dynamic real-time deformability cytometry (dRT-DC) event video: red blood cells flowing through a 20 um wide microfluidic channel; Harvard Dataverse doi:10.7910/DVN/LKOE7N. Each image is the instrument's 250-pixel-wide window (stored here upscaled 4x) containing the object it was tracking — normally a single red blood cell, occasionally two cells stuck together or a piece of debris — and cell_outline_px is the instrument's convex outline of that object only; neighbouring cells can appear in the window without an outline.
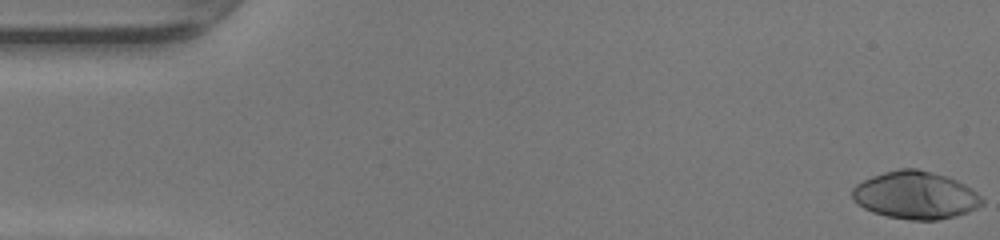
{"species": "human", "species_latin": "Homo sapiens", "temperature_condition": "warm", "stored_images_in_passage": 40, "camera_frame_rate_fps": 3000, "um_per_image_px": 0.085, "donor": {"sex": "female"}, "frame": {"image": 1, "passage_image": 1, "time_ms": 0.0, "image_size_px": [1000, 240], "cell_outline_px": [[984, 204], [968, 212], [956, 216], [936, 220], [908, 220], [888, 216], [872, 212], [856, 204], [852, 200], [852, 188], [856, 184], [872, 176], [884, 172], [900, 168], [916, 168], [948, 176], [972, 188], [984, 200]], "centroid_in_image_um": [77.81, 16.59], "position_along_channel_um": 7.2, "area_um2": 36.24}}
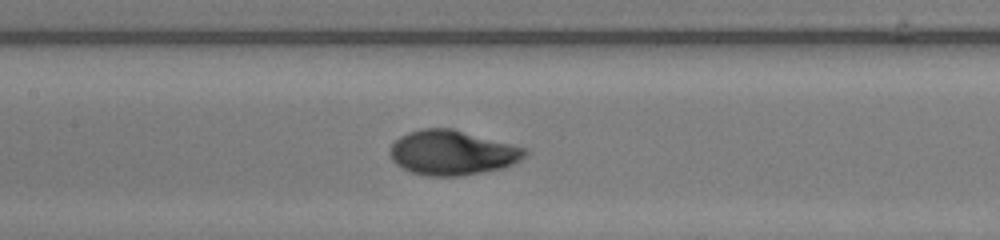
{"frame": {"image": 2, "passage_image": 23, "time_ms": 7.333, "image_size_px": [1000, 240], "cell_outline_px": [[528, 152], [520, 160], [504, 168], [460, 176], [428, 176], [412, 172], [396, 164], [392, 160], [388, 152], [388, 148], [400, 136], [408, 132], [424, 128], [452, 128], [528, 148]], "centroid_in_image_um": [38.44, 12.97], "position_along_channel_um": 169.0, "area_um2": 35.32}}
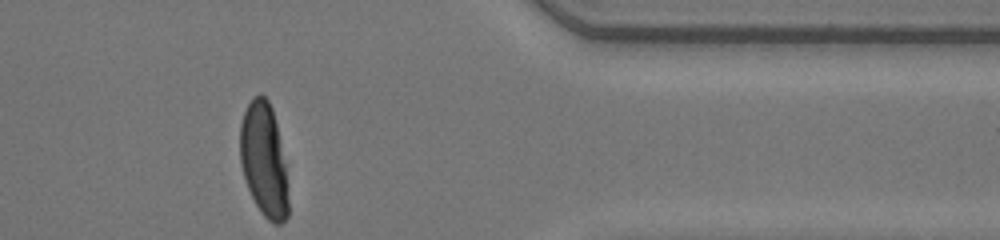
{"frame": {"image": 3, "passage_image": 40, "time_ms": 13.0, "image_size_px": [1000, 240], "cell_outline_px": [[288, 216], [280, 224], [272, 224], [260, 212], [248, 188], [240, 164], [240, 124], [244, 112], [252, 96], [260, 92], [268, 100], [272, 108], [276, 124], [284, 164], [288, 200]], "centroid_in_image_um": [22.41, 13.58], "position_along_channel_um": 389.0, "area_um2": 31.73}, "authors_computed_cell_mechanics": {"area_um2": 35.0846, "velocity_mm_per_s": 4.2729, "shape_relaxation_time_tau1_ms": 3.0542, "shape_relaxation_time_tau2_ms": null, "deformation_change_tau1": 0.2248, "deformation_change_tau2": null}}